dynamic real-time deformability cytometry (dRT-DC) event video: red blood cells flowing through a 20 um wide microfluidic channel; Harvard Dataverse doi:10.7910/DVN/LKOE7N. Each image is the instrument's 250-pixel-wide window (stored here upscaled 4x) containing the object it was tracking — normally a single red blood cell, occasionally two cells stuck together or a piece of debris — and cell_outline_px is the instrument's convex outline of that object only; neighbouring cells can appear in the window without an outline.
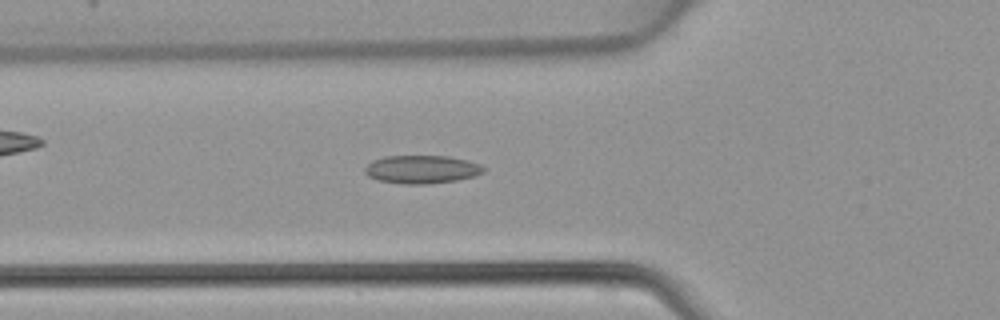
{"species": "common noctule bat (a hibernating species)", "species_latin": "Nyctalus noctula", "temperature_condition": "warm", "stored_images_in_passage": 25, "camera_frame_rate_fps": 3000, "um_per_image_px": 0.085, "animal": {"sex": "female", "body_mass_g": 22.7, "forearm_length_mm": 54.2}, "frame": {"image": 1, "passage_image": 8, "time_ms": 2.333, "image_size_px": [1000, 320], "cell_outline_px": [[488, 168], [484, 172], [476, 176], [456, 180], [428, 184], [404, 184], [380, 180], [368, 176], [364, 172], [364, 168], [372, 160], [384, 156], [448, 156], [468, 160], [480, 164]], "centroid_in_image_um": [35.89, 14.39], "position_along_channel_um": 89.9, "area_um2": 19.65}}
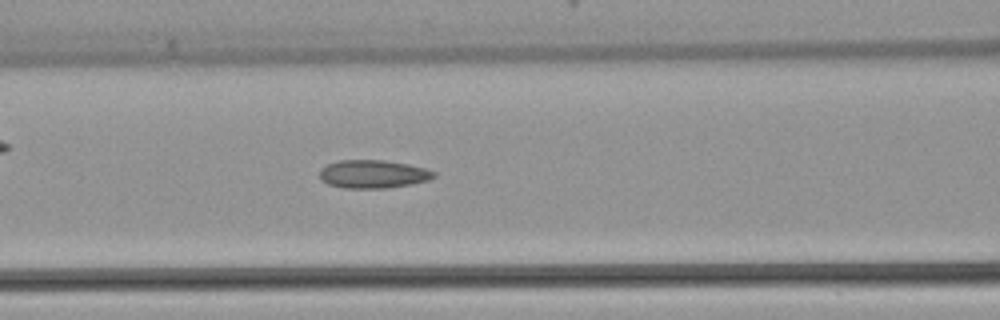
{"frame": {"image": 2, "passage_image": 11, "time_ms": 3.333, "image_size_px": [1000, 320], "cell_outline_px": [[436, 176], [428, 180], [412, 184], [384, 188], [344, 188], [328, 184], [320, 176], [320, 168], [328, 164], [340, 160], [384, 160], [408, 164], [424, 168], [436, 172]], "centroid_in_image_um": [31.73, 14.79], "position_along_channel_um": 134.9, "area_um2": 18.67}}
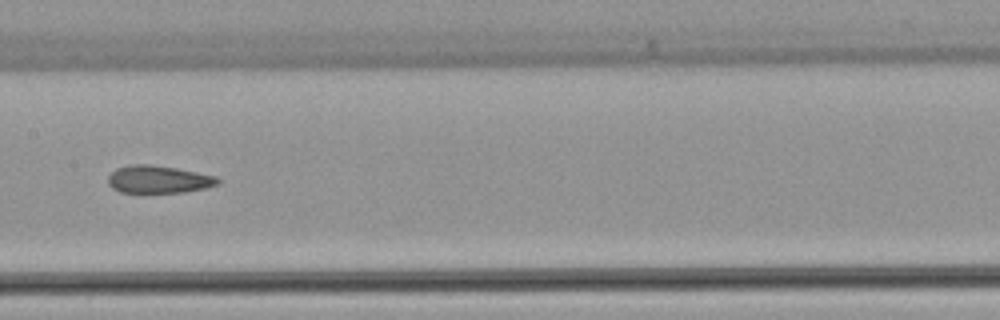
{"frame": {"image": 3, "passage_image": 15, "time_ms": 4.667, "image_size_px": [1000, 320], "cell_outline_px": [[220, 184], [208, 188], [184, 192], [120, 192], [112, 188], [108, 184], [108, 176], [116, 168], [132, 164], [148, 164], [176, 168], [216, 176], [220, 180]], "centroid_in_image_um": [13.49, 15.25], "position_along_channel_um": 193.9, "area_um2": 17.69}}